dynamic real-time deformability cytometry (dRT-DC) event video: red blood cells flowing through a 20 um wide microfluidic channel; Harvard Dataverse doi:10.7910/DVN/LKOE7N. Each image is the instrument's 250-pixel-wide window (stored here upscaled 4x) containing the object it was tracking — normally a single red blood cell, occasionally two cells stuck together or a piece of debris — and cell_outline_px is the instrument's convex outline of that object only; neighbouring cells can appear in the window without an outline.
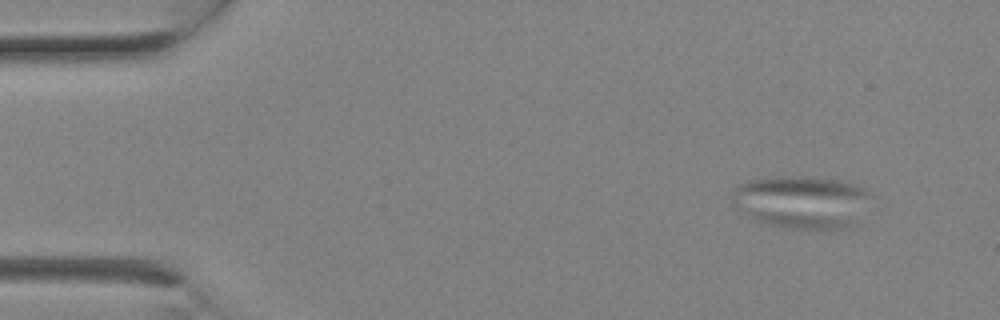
{"species": "Egyptian fruit bat (a non-hibernating species)", "species_latin": "Rousettus aegyptiacus", "temperature_condition": "room temperature", "stored_images_in_passage": 2, "camera_frame_rate_fps": 3000, "um_per_image_px": 0.085, "animal": {"sex": "female"}, "frame": {"image": 1, "passage_image": 1, "time_ms": 0.0, "image_size_px": [1000, 320], "cell_outline_px": [[876, 196], [852, 224], [848, 228], [784, 228], [764, 224], [732, 204], [732, 192], [740, 184], [748, 180], [776, 176], [804, 176], [840, 180], [856, 184], [872, 192]], "centroid_in_image_um": [68.19, 17.14], "position_along_channel_um": 16.8, "area_um2": 42.83}}